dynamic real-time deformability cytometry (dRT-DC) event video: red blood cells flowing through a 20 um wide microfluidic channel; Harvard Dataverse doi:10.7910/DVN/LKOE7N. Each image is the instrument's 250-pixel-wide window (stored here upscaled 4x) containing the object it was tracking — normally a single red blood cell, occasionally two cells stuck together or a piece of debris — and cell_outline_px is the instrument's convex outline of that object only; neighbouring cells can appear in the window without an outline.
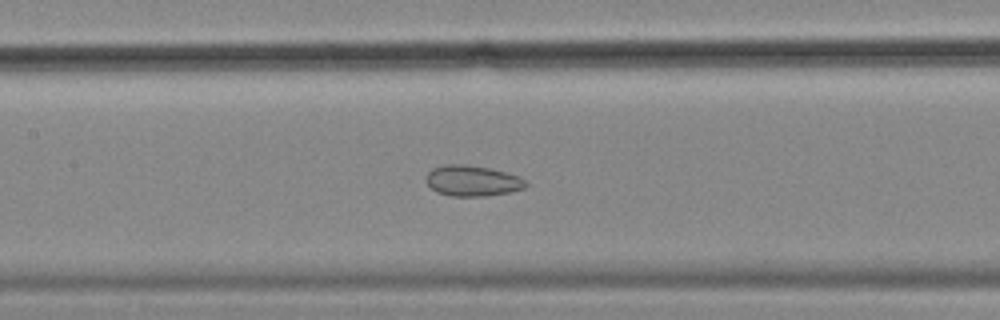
{"species": "common noctule bat (a hibernating species)", "species_latin": "Nyctalus noctula", "temperature_condition": "cold", "stored_images_in_passage": 55, "camera_frame_rate_fps": 3000, "um_per_image_px": 0.085, "animal": {"sex": "female", "body_mass_g": 18.4}, "frame": {"image": 1, "passage_image": 25, "time_ms": 8.0, "image_size_px": [1000, 320], "cell_outline_px": [[528, 184], [524, 188], [508, 192], [488, 196], [452, 196], [436, 192], [424, 180], [428, 172], [432, 168], [444, 164], [464, 164], [488, 168], [504, 172], [528, 180]], "centroid_in_image_um": [40.12, 15.37], "position_along_channel_um": 167.3, "area_um2": 17.86}}
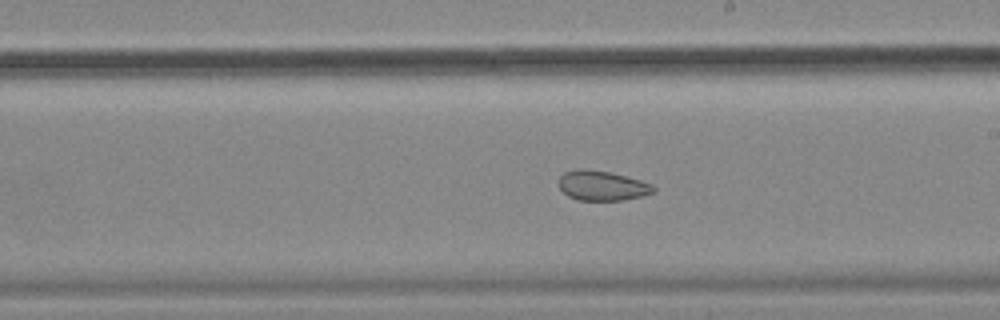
{"frame": {"image": 2, "passage_image": 31, "time_ms": 10.0, "image_size_px": [1000, 320], "cell_outline_px": [[656, 192], [640, 196], [620, 200], [576, 200], [568, 196], [560, 188], [560, 176], [564, 172], [576, 168], [584, 168], [608, 172], [640, 180], [652, 184], [656, 188]], "centroid_in_image_um": [51.17, 15.77], "position_along_channel_um": 237.8, "area_um2": 16.36}}
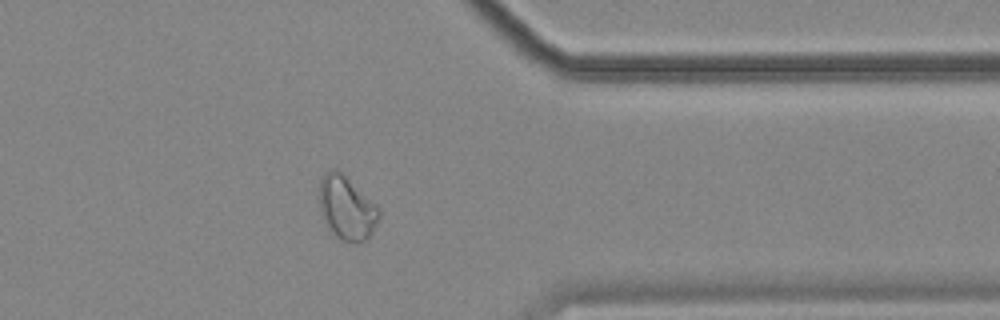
{"frame": {"image": 3, "passage_image": 44, "time_ms": 14.333, "image_size_px": [1000, 320], "cell_outline_px": [[380, 216], [372, 232], [360, 244], [356, 244], [344, 240], [336, 236], [324, 220], [320, 212], [320, 180], [324, 172], [332, 168], [336, 168], [376, 204], [380, 208]], "centroid_in_image_um": [29.47, 17.67], "position_along_channel_um": 381.9, "area_um2": 21.91}, "authors_computed_cell_mechanics": {"area_um2": 23.4668, "velocity_mm_per_s": 3.5552, "shape_relaxation_time_tau1_ms": null, "shape_relaxation_time_tau2_ms": 1.7757, "deformation_change_tau1": null, "deformation_change_tau2": 0.0683}}